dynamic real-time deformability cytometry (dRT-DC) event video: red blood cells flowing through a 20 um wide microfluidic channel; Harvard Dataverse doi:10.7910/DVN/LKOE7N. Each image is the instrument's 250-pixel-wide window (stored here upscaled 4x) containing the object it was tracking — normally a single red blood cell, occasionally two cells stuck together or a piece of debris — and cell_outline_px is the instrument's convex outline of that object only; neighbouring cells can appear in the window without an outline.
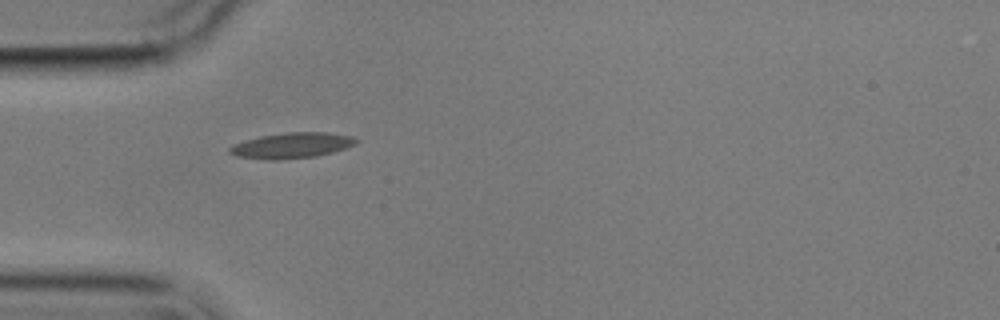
{"species": "common noctule bat (a hibernating species)", "species_latin": "Nyctalus noctula", "temperature_condition": "cold", "stored_images_in_passage": 3, "camera_frame_rate_fps": 3000, "um_per_image_px": 0.085, "animal": {"sex": "male", "body_mass_g": 17.9}, "frame": {"image": 1, "passage_image": 2, "time_ms": 1.333, "image_size_px": [1000, 320], "cell_outline_px": [[360, 140], [356, 144], [332, 152], [316, 156], [280, 160], [264, 160], [236, 156], [228, 152], [228, 148], [232, 144], [244, 140], [260, 136], [288, 132], [328, 132], [352, 136]], "centroid_in_image_um": [24.77, 12.36], "position_along_channel_um": 60.2, "area_um2": 19.07}}
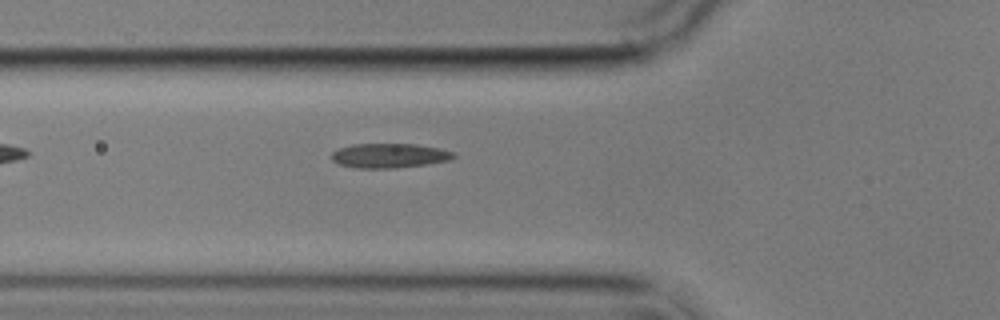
{"frame": {"image": 2, "passage_image": 3, "time_ms": 2.333, "image_size_px": [1000, 320], "cell_outline_px": [[456, 156], [452, 160], [424, 164], [392, 168], [356, 168], [340, 164], [332, 160], [332, 152], [340, 148], [352, 144], [416, 144], [440, 148], [456, 152]], "centroid_in_image_um": [33.14, 13.22], "position_along_channel_um": 92.7, "area_um2": 17.4}}